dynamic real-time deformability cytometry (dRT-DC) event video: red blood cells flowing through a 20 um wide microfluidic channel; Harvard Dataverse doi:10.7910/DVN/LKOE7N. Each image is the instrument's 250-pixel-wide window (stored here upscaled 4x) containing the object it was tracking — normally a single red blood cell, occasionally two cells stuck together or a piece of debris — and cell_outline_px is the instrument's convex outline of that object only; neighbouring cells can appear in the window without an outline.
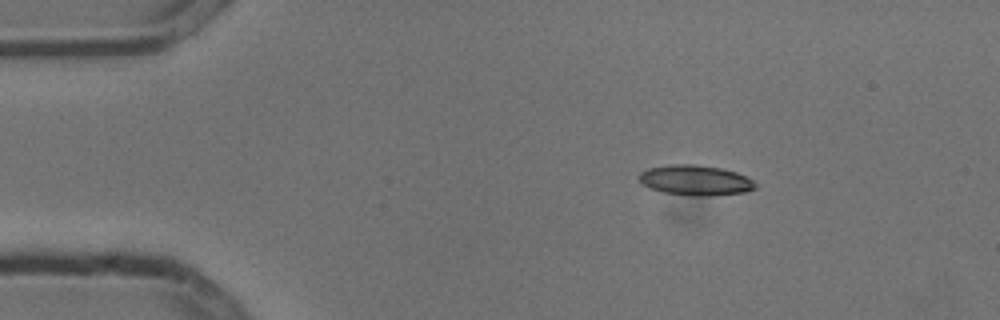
{"species": "common noctule bat (a hibernating species)", "species_latin": "Nyctalus noctula", "temperature_condition": "cold", "stored_images_in_passage": 3, "camera_frame_rate_fps": 3000, "um_per_image_px": 0.085, "animal": {"sex": "male", "body_mass_g": 13.3}, "frame": {"image": 1, "passage_image": 2, "time_ms": 0.333, "image_size_px": [1000, 320], "cell_outline_px": [[756, 188], [744, 192], [708, 196], [688, 196], [664, 192], [648, 188], [640, 180], [640, 172], [648, 168], [668, 164], [696, 164], [720, 168], [736, 172], [752, 180], [756, 184]], "centroid_in_image_um": [59.09, 15.32], "position_along_channel_um": 25.9, "area_um2": 20.46}}